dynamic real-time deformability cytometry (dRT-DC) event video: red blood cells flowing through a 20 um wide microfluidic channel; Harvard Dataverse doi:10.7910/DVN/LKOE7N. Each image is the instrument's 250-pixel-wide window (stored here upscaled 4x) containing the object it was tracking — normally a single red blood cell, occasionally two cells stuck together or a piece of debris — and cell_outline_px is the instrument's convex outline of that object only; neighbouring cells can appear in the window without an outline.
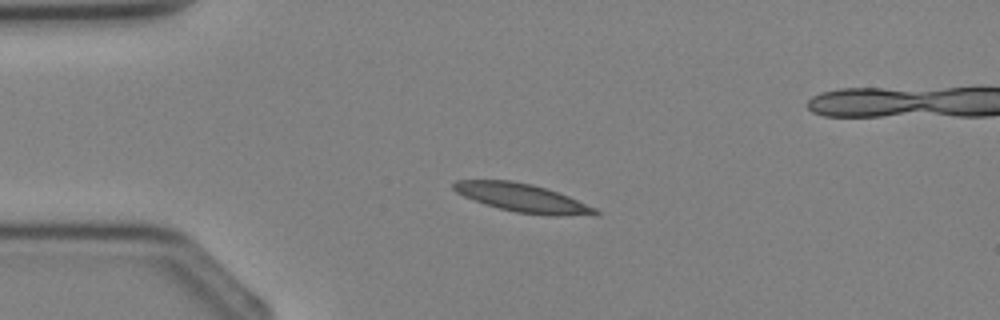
{"species": "Egyptian fruit bat (a non-hibernating species)", "species_latin": "Rousettus aegyptiacus", "temperature_condition": "cold", "stored_images_in_passage": 2, "camera_frame_rate_fps": 3000, "um_per_image_px": 0.085, "animal": {"sex": "female"}, "frame": {"image": 1, "passage_image": 2, "time_ms": 1.0, "image_size_px": [1000, 320], "cell_outline_px": [[600, 212], [596, 216], [552, 216], [516, 212], [500, 208], [464, 196], [456, 192], [452, 188], [452, 184], [456, 180], [512, 180], [532, 184], [568, 196], [596, 208]], "centroid_in_image_um": [44.46, 16.83], "position_along_channel_um": 40.5, "area_um2": 23.29}}